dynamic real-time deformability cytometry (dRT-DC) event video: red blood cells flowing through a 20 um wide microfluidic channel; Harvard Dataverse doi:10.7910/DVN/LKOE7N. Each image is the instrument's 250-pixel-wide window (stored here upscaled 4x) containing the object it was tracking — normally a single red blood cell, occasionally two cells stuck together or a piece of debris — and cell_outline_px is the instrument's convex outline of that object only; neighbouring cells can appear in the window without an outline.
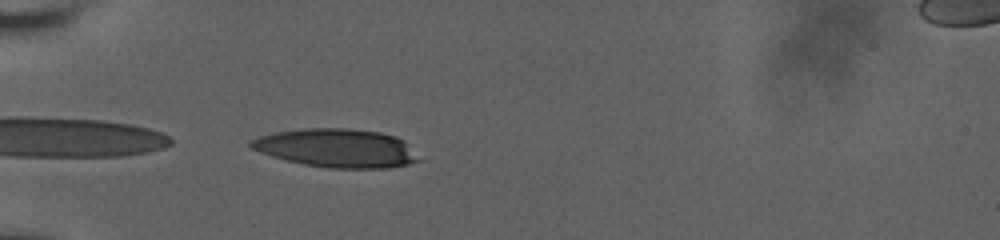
{"species": "human", "species_latin": "Homo sapiens", "temperature_condition": "room temperature", "stored_images_in_passage": 40, "camera_frame_rate_fps": 3000, "um_per_image_px": 0.085, "donor": {"sex": "male"}, "frame": {"image": 1, "passage_image": 1, "time_ms": 0.0, "image_size_px": [1000, 240], "cell_outline_px": [[420, 160], [408, 164], [384, 168], [328, 168], [304, 164], [272, 156], [260, 152], [252, 148], [248, 144], [248, 140], [272, 132], [304, 128], [348, 128], [380, 132], [396, 136], [404, 140]], "centroid_in_image_um": [28.58, 12.57], "position_along_channel_um": 56.4, "area_um2": 37.63}}
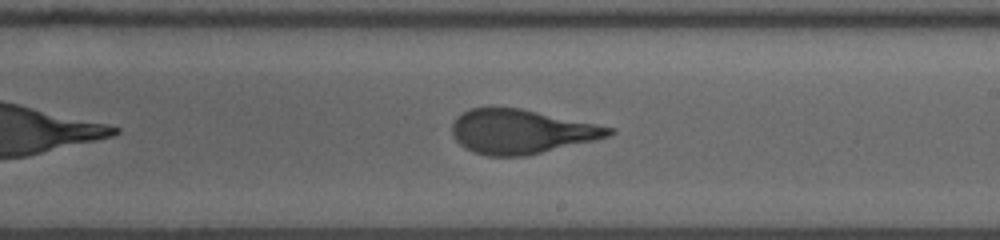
{"frame": {"image": 2, "passage_image": 18, "time_ms": 5.667, "image_size_px": [1000, 240], "cell_outline_px": [[616, 132], [608, 136], [596, 140], [524, 156], [488, 156], [476, 152], [460, 144], [452, 136], [452, 124], [456, 116], [468, 108], [520, 108], [616, 128]], "centroid_in_image_um": [44.31, 11.18], "position_along_channel_um": 244.7, "area_um2": 40.23}}
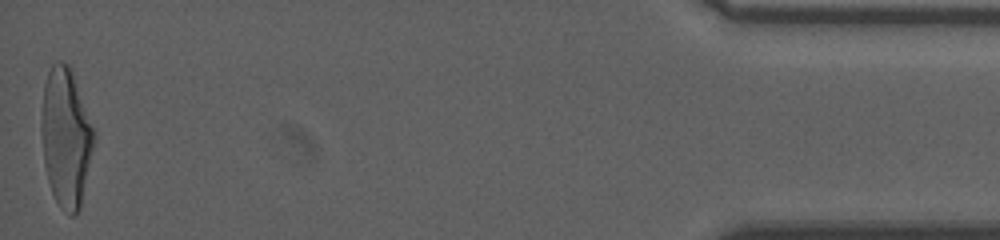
{"frame": {"image": 3, "passage_image": 40, "time_ms": 13.0, "image_size_px": [1000, 240], "cell_outline_px": [[96, 136], [80, 208], [76, 216], [68, 216], [60, 208], [52, 192], [48, 180], [44, 164], [40, 128], [40, 124], [44, 84], [48, 72], [52, 64], [56, 60], [60, 60], [68, 64], [72, 68], [96, 132]], "centroid_in_image_um": [5.61, 11.65], "position_along_channel_um": 429.6, "area_um2": 43.29}, "authors_computed_cell_mechanics": {"area_um2": 41.0958, "velocity_mm_per_s": 3.6447, "shape_relaxation_time_tau1_ms": 4.9427, "shape_relaxation_time_tau2_ms": 1.0108, "deformation_change_tau1": 0.2417, "deformation_change_tau2": 0.0993}}